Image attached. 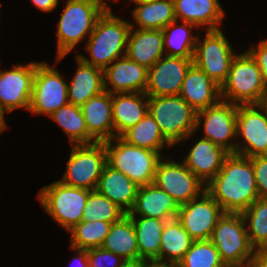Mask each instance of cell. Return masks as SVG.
Segmentation results:
<instances>
[{"instance_id": "1", "label": "cell", "mask_w": 267, "mask_h": 267, "mask_svg": "<svg viewBox=\"0 0 267 267\" xmlns=\"http://www.w3.org/2000/svg\"><path fill=\"white\" fill-rule=\"evenodd\" d=\"M206 191L225 213H242L259 198L252 161L230 153L218 174L206 184Z\"/></svg>"}, {"instance_id": "2", "label": "cell", "mask_w": 267, "mask_h": 267, "mask_svg": "<svg viewBox=\"0 0 267 267\" xmlns=\"http://www.w3.org/2000/svg\"><path fill=\"white\" fill-rule=\"evenodd\" d=\"M130 29V22L115 15L108 7L85 41L90 58L81 54L78 56L84 62L104 70L116 59L126 55Z\"/></svg>"}, {"instance_id": "3", "label": "cell", "mask_w": 267, "mask_h": 267, "mask_svg": "<svg viewBox=\"0 0 267 267\" xmlns=\"http://www.w3.org/2000/svg\"><path fill=\"white\" fill-rule=\"evenodd\" d=\"M108 8L100 0H66L57 27L56 64L93 32Z\"/></svg>"}, {"instance_id": "4", "label": "cell", "mask_w": 267, "mask_h": 267, "mask_svg": "<svg viewBox=\"0 0 267 267\" xmlns=\"http://www.w3.org/2000/svg\"><path fill=\"white\" fill-rule=\"evenodd\" d=\"M220 97L237 105L267 102V88L261 70L248 50L234 56L228 77L220 87Z\"/></svg>"}, {"instance_id": "5", "label": "cell", "mask_w": 267, "mask_h": 267, "mask_svg": "<svg viewBox=\"0 0 267 267\" xmlns=\"http://www.w3.org/2000/svg\"><path fill=\"white\" fill-rule=\"evenodd\" d=\"M148 112L172 146L187 141L195 134L197 112L179 95L148 96Z\"/></svg>"}, {"instance_id": "6", "label": "cell", "mask_w": 267, "mask_h": 267, "mask_svg": "<svg viewBox=\"0 0 267 267\" xmlns=\"http://www.w3.org/2000/svg\"><path fill=\"white\" fill-rule=\"evenodd\" d=\"M107 164L129 177L138 186L154 182L156 167L162 156L155 151L136 147L120 136L104 142Z\"/></svg>"}, {"instance_id": "7", "label": "cell", "mask_w": 267, "mask_h": 267, "mask_svg": "<svg viewBox=\"0 0 267 267\" xmlns=\"http://www.w3.org/2000/svg\"><path fill=\"white\" fill-rule=\"evenodd\" d=\"M210 241L227 267H250L255 248L250 243L241 213H224Z\"/></svg>"}, {"instance_id": "8", "label": "cell", "mask_w": 267, "mask_h": 267, "mask_svg": "<svg viewBox=\"0 0 267 267\" xmlns=\"http://www.w3.org/2000/svg\"><path fill=\"white\" fill-rule=\"evenodd\" d=\"M91 190L63 184L57 180L37 193L45 212L67 231L83 220V210Z\"/></svg>"}, {"instance_id": "9", "label": "cell", "mask_w": 267, "mask_h": 267, "mask_svg": "<svg viewBox=\"0 0 267 267\" xmlns=\"http://www.w3.org/2000/svg\"><path fill=\"white\" fill-rule=\"evenodd\" d=\"M106 164L104 142L71 145L66 170L59 181L68 186L96 190Z\"/></svg>"}, {"instance_id": "10", "label": "cell", "mask_w": 267, "mask_h": 267, "mask_svg": "<svg viewBox=\"0 0 267 267\" xmlns=\"http://www.w3.org/2000/svg\"><path fill=\"white\" fill-rule=\"evenodd\" d=\"M233 51L221 29L206 30L203 40L198 34L193 63L221 87L236 55Z\"/></svg>"}, {"instance_id": "11", "label": "cell", "mask_w": 267, "mask_h": 267, "mask_svg": "<svg viewBox=\"0 0 267 267\" xmlns=\"http://www.w3.org/2000/svg\"><path fill=\"white\" fill-rule=\"evenodd\" d=\"M235 154L245 157L267 155V102L238 105Z\"/></svg>"}, {"instance_id": "12", "label": "cell", "mask_w": 267, "mask_h": 267, "mask_svg": "<svg viewBox=\"0 0 267 267\" xmlns=\"http://www.w3.org/2000/svg\"><path fill=\"white\" fill-rule=\"evenodd\" d=\"M68 103V82L64 81L61 72L46 61L36 62L29 111L50 116Z\"/></svg>"}, {"instance_id": "13", "label": "cell", "mask_w": 267, "mask_h": 267, "mask_svg": "<svg viewBox=\"0 0 267 267\" xmlns=\"http://www.w3.org/2000/svg\"><path fill=\"white\" fill-rule=\"evenodd\" d=\"M237 110V104L220 99L216 104L197 112L195 132L202 126L203 139L210 140L229 153H235Z\"/></svg>"}, {"instance_id": "14", "label": "cell", "mask_w": 267, "mask_h": 267, "mask_svg": "<svg viewBox=\"0 0 267 267\" xmlns=\"http://www.w3.org/2000/svg\"><path fill=\"white\" fill-rule=\"evenodd\" d=\"M159 189L168 193L179 206L199 197L206 191L204 184L188 169L184 162L174 159L159 160L153 182Z\"/></svg>"}, {"instance_id": "15", "label": "cell", "mask_w": 267, "mask_h": 267, "mask_svg": "<svg viewBox=\"0 0 267 267\" xmlns=\"http://www.w3.org/2000/svg\"><path fill=\"white\" fill-rule=\"evenodd\" d=\"M224 213L222 207L204 191L199 197L181 205L176 218L194 241L210 240Z\"/></svg>"}, {"instance_id": "16", "label": "cell", "mask_w": 267, "mask_h": 267, "mask_svg": "<svg viewBox=\"0 0 267 267\" xmlns=\"http://www.w3.org/2000/svg\"><path fill=\"white\" fill-rule=\"evenodd\" d=\"M36 61L0 70V105L8 113L15 109L29 111Z\"/></svg>"}, {"instance_id": "17", "label": "cell", "mask_w": 267, "mask_h": 267, "mask_svg": "<svg viewBox=\"0 0 267 267\" xmlns=\"http://www.w3.org/2000/svg\"><path fill=\"white\" fill-rule=\"evenodd\" d=\"M193 58H181L165 55L148 69L147 96H176L181 92L183 81Z\"/></svg>"}, {"instance_id": "18", "label": "cell", "mask_w": 267, "mask_h": 267, "mask_svg": "<svg viewBox=\"0 0 267 267\" xmlns=\"http://www.w3.org/2000/svg\"><path fill=\"white\" fill-rule=\"evenodd\" d=\"M148 69L124 55L104 69V89L111 94L145 93Z\"/></svg>"}, {"instance_id": "19", "label": "cell", "mask_w": 267, "mask_h": 267, "mask_svg": "<svg viewBox=\"0 0 267 267\" xmlns=\"http://www.w3.org/2000/svg\"><path fill=\"white\" fill-rule=\"evenodd\" d=\"M229 154L223 147L201 138L182 161L204 184H208L221 170Z\"/></svg>"}, {"instance_id": "20", "label": "cell", "mask_w": 267, "mask_h": 267, "mask_svg": "<svg viewBox=\"0 0 267 267\" xmlns=\"http://www.w3.org/2000/svg\"><path fill=\"white\" fill-rule=\"evenodd\" d=\"M179 208L180 206L168 193L152 183L139 186L134 205L127 215L169 221L177 217Z\"/></svg>"}, {"instance_id": "21", "label": "cell", "mask_w": 267, "mask_h": 267, "mask_svg": "<svg viewBox=\"0 0 267 267\" xmlns=\"http://www.w3.org/2000/svg\"><path fill=\"white\" fill-rule=\"evenodd\" d=\"M179 96L199 112L221 99L220 86L193 63L186 73Z\"/></svg>"}, {"instance_id": "22", "label": "cell", "mask_w": 267, "mask_h": 267, "mask_svg": "<svg viewBox=\"0 0 267 267\" xmlns=\"http://www.w3.org/2000/svg\"><path fill=\"white\" fill-rule=\"evenodd\" d=\"M88 133L97 141L115 137L112 117V94L104 90L81 106Z\"/></svg>"}, {"instance_id": "23", "label": "cell", "mask_w": 267, "mask_h": 267, "mask_svg": "<svg viewBox=\"0 0 267 267\" xmlns=\"http://www.w3.org/2000/svg\"><path fill=\"white\" fill-rule=\"evenodd\" d=\"M126 55L136 63L150 69L165 55L163 30L130 29Z\"/></svg>"}, {"instance_id": "24", "label": "cell", "mask_w": 267, "mask_h": 267, "mask_svg": "<svg viewBox=\"0 0 267 267\" xmlns=\"http://www.w3.org/2000/svg\"><path fill=\"white\" fill-rule=\"evenodd\" d=\"M176 20L205 30L220 29L225 11L219 0H173Z\"/></svg>"}, {"instance_id": "25", "label": "cell", "mask_w": 267, "mask_h": 267, "mask_svg": "<svg viewBox=\"0 0 267 267\" xmlns=\"http://www.w3.org/2000/svg\"><path fill=\"white\" fill-rule=\"evenodd\" d=\"M75 59L78 66L77 72L68 83V101L81 107L105 90L104 70L84 62L78 55Z\"/></svg>"}, {"instance_id": "26", "label": "cell", "mask_w": 267, "mask_h": 267, "mask_svg": "<svg viewBox=\"0 0 267 267\" xmlns=\"http://www.w3.org/2000/svg\"><path fill=\"white\" fill-rule=\"evenodd\" d=\"M138 188L129 177L106 164L96 190L128 214L134 205Z\"/></svg>"}, {"instance_id": "27", "label": "cell", "mask_w": 267, "mask_h": 267, "mask_svg": "<svg viewBox=\"0 0 267 267\" xmlns=\"http://www.w3.org/2000/svg\"><path fill=\"white\" fill-rule=\"evenodd\" d=\"M148 112L145 93L112 94V117L115 136H121L136 125Z\"/></svg>"}, {"instance_id": "28", "label": "cell", "mask_w": 267, "mask_h": 267, "mask_svg": "<svg viewBox=\"0 0 267 267\" xmlns=\"http://www.w3.org/2000/svg\"><path fill=\"white\" fill-rule=\"evenodd\" d=\"M101 247L121 256L124 260L139 259L134 224L127 214L119 221L112 223Z\"/></svg>"}, {"instance_id": "29", "label": "cell", "mask_w": 267, "mask_h": 267, "mask_svg": "<svg viewBox=\"0 0 267 267\" xmlns=\"http://www.w3.org/2000/svg\"><path fill=\"white\" fill-rule=\"evenodd\" d=\"M132 9V17L136 21L130 23L132 28L154 30L163 29L176 20L174 1L159 0L153 2L135 3Z\"/></svg>"}, {"instance_id": "30", "label": "cell", "mask_w": 267, "mask_h": 267, "mask_svg": "<svg viewBox=\"0 0 267 267\" xmlns=\"http://www.w3.org/2000/svg\"><path fill=\"white\" fill-rule=\"evenodd\" d=\"M134 224L141 260H159L161 236L167 220L129 216ZM139 217V218H137Z\"/></svg>"}, {"instance_id": "31", "label": "cell", "mask_w": 267, "mask_h": 267, "mask_svg": "<svg viewBox=\"0 0 267 267\" xmlns=\"http://www.w3.org/2000/svg\"><path fill=\"white\" fill-rule=\"evenodd\" d=\"M175 20L163 28L165 55L193 58L198 34L194 36L195 24Z\"/></svg>"}, {"instance_id": "32", "label": "cell", "mask_w": 267, "mask_h": 267, "mask_svg": "<svg viewBox=\"0 0 267 267\" xmlns=\"http://www.w3.org/2000/svg\"><path fill=\"white\" fill-rule=\"evenodd\" d=\"M127 143L136 147L158 152L166 147H173L161 133L153 116L147 112L146 115L134 126L125 131L121 136ZM164 147V148H163Z\"/></svg>"}, {"instance_id": "33", "label": "cell", "mask_w": 267, "mask_h": 267, "mask_svg": "<svg viewBox=\"0 0 267 267\" xmlns=\"http://www.w3.org/2000/svg\"><path fill=\"white\" fill-rule=\"evenodd\" d=\"M68 135L71 145L93 144L97 141L88 133L80 106L68 103L50 116Z\"/></svg>"}, {"instance_id": "34", "label": "cell", "mask_w": 267, "mask_h": 267, "mask_svg": "<svg viewBox=\"0 0 267 267\" xmlns=\"http://www.w3.org/2000/svg\"><path fill=\"white\" fill-rule=\"evenodd\" d=\"M193 241L177 218L166 221L161 236L159 261L179 263Z\"/></svg>"}, {"instance_id": "35", "label": "cell", "mask_w": 267, "mask_h": 267, "mask_svg": "<svg viewBox=\"0 0 267 267\" xmlns=\"http://www.w3.org/2000/svg\"><path fill=\"white\" fill-rule=\"evenodd\" d=\"M111 225V222L82 220L68 231L70 247L84 250L101 247Z\"/></svg>"}, {"instance_id": "36", "label": "cell", "mask_w": 267, "mask_h": 267, "mask_svg": "<svg viewBox=\"0 0 267 267\" xmlns=\"http://www.w3.org/2000/svg\"><path fill=\"white\" fill-rule=\"evenodd\" d=\"M241 214L251 245L267 248V199L259 197Z\"/></svg>"}, {"instance_id": "37", "label": "cell", "mask_w": 267, "mask_h": 267, "mask_svg": "<svg viewBox=\"0 0 267 267\" xmlns=\"http://www.w3.org/2000/svg\"><path fill=\"white\" fill-rule=\"evenodd\" d=\"M126 213L113 203L109 198L99 193L97 190H91L83 210V220L117 222Z\"/></svg>"}, {"instance_id": "38", "label": "cell", "mask_w": 267, "mask_h": 267, "mask_svg": "<svg viewBox=\"0 0 267 267\" xmlns=\"http://www.w3.org/2000/svg\"><path fill=\"white\" fill-rule=\"evenodd\" d=\"M179 264L180 267H227L210 240L193 241Z\"/></svg>"}, {"instance_id": "39", "label": "cell", "mask_w": 267, "mask_h": 267, "mask_svg": "<svg viewBox=\"0 0 267 267\" xmlns=\"http://www.w3.org/2000/svg\"><path fill=\"white\" fill-rule=\"evenodd\" d=\"M89 267H119L125 260L102 247L87 250Z\"/></svg>"}, {"instance_id": "40", "label": "cell", "mask_w": 267, "mask_h": 267, "mask_svg": "<svg viewBox=\"0 0 267 267\" xmlns=\"http://www.w3.org/2000/svg\"><path fill=\"white\" fill-rule=\"evenodd\" d=\"M253 165L257 192L260 198L267 199V155L250 157Z\"/></svg>"}, {"instance_id": "41", "label": "cell", "mask_w": 267, "mask_h": 267, "mask_svg": "<svg viewBox=\"0 0 267 267\" xmlns=\"http://www.w3.org/2000/svg\"><path fill=\"white\" fill-rule=\"evenodd\" d=\"M248 51L257 61L261 70L264 85L267 88V39H261L257 46H252L251 48L249 47Z\"/></svg>"}, {"instance_id": "42", "label": "cell", "mask_w": 267, "mask_h": 267, "mask_svg": "<svg viewBox=\"0 0 267 267\" xmlns=\"http://www.w3.org/2000/svg\"><path fill=\"white\" fill-rule=\"evenodd\" d=\"M250 267H267V248L255 249Z\"/></svg>"}, {"instance_id": "43", "label": "cell", "mask_w": 267, "mask_h": 267, "mask_svg": "<svg viewBox=\"0 0 267 267\" xmlns=\"http://www.w3.org/2000/svg\"><path fill=\"white\" fill-rule=\"evenodd\" d=\"M39 10L42 12H52L58 7L59 0H31Z\"/></svg>"}, {"instance_id": "44", "label": "cell", "mask_w": 267, "mask_h": 267, "mask_svg": "<svg viewBox=\"0 0 267 267\" xmlns=\"http://www.w3.org/2000/svg\"><path fill=\"white\" fill-rule=\"evenodd\" d=\"M70 249L73 250L74 252H76L75 253L76 257L73 258V259L75 260V264L78 262V264H77L78 267H89L88 259H87V250L77 249V248H74V247H70Z\"/></svg>"}, {"instance_id": "45", "label": "cell", "mask_w": 267, "mask_h": 267, "mask_svg": "<svg viewBox=\"0 0 267 267\" xmlns=\"http://www.w3.org/2000/svg\"><path fill=\"white\" fill-rule=\"evenodd\" d=\"M146 267H180L179 263L176 262H164L159 260H148L146 261Z\"/></svg>"}, {"instance_id": "46", "label": "cell", "mask_w": 267, "mask_h": 267, "mask_svg": "<svg viewBox=\"0 0 267 267\" xmlns=\"http://www.w3.org/2000/svg\"><path fill=\"white\" fill-rule=\"evenodd\" d=\"M119 267H146V261L141 259L125 260Z\"/></svg>"}, {"instance_id": "47", "label": "cell", "mask_w": 267, "mask_h": 267, "mask_svg": "<svg viewBox=\"0 0 267 267\" xmlns=\"http://www.w3.org/2000/svg\"><path fill=\"white\" fill-rule=\"evenodd\" d=\"M5 113H6V111L0 105V134L2 132H4V130L7 127V124L5 122V117H4L5 116Z\"/></svg>"}, {"instance_id": "48", "label": "cell", "mask_w": 267, "mask_h": 267, "mask_svg": "<svg viewBox=\"0 0 267 267\" xmlns=\"http://www.w3.org/2000/svg\"><path fill=\"white\" fill-rule=\"evenodd\" d=\"M131 1L135 4V3L153 2L159 0H131Z\"/></svg>"}, {"instance_id": "49", "label": "cell", "mask_w": 267, "mask_h": 267, "mask_svg": "<svg viewBox=\"0 0 267 267\" xmlns=\"http://www.w3.org/2000/svg\"><path fill=\"white\" fill-rule=\"evenodd\" d=\"M100 1H102L105 5H107L108 7H109V5H108V1L110 2L111 0H100ZM107 1V2H106ZM112 1H116L117 2V0H112Z\"/></svg>"}]
</instances>
